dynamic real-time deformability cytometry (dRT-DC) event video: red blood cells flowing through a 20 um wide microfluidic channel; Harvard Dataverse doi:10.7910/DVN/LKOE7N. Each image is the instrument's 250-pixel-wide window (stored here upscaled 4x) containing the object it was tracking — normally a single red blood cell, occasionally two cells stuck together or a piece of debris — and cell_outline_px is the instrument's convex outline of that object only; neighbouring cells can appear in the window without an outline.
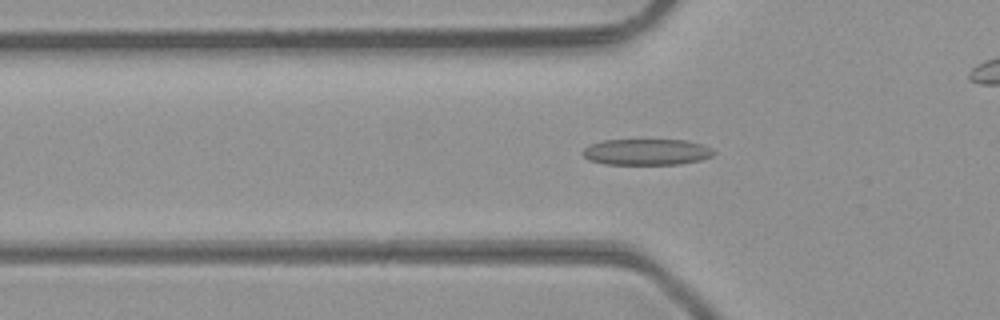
{"species": "common noctule bat (a hibernating species)", "species_latin": "Nyctalus noctula", "temperature_condition": "room temperature", "stored_images_in_passage": 47, "camera_frame_rate_fps": 3000, "um_per_image_px": 0.085, "animal": {"sex": "male", "body_mass_g": 23.1, "forearm_length_mm": 52.7}, "frame": {"image": 1, "passage_image": 14, "time_ms": 4.333, "image_size_px": [1000, 320], "cell_outline_px": [[716, 152], [712, 156], [700, 160], [680, 164], [604, 164], [588, 160], [580, 152], [584, 148], [592, 144], [604, 140], [688, 140], [712, 148]], "centroid_in_image_um": [54.96, 12.92], "position_along_channel_um": 70.8, "area_um2": 20.0}}
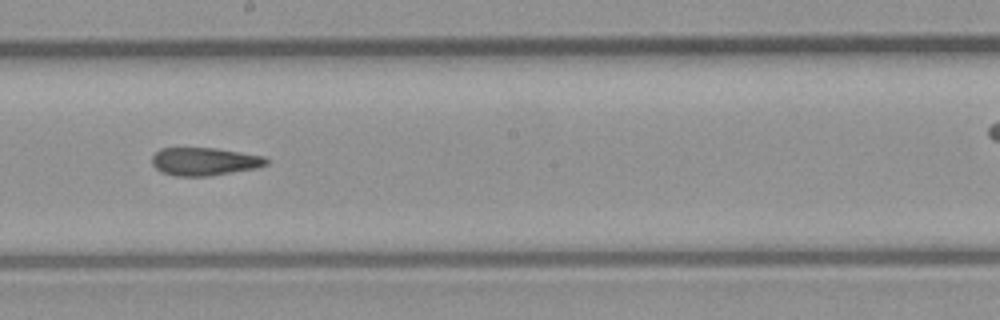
{"frame": {"image": 2, "passage_image": 25, "time_ms": 8.0, "image_size_px": [1000, 320], "cell_outline_px": [[268, 164], [256, 168], [208, 176], [176, 176], [164, 172], [156, 168], [152, 164], [152, 156], [160, 148], [216, 148], [264, 156], [268, 160]], "centroid_in_image_um": [17.38, 13.72], "position_along_channel_um": 230.8, "area_um2": 18.5}}
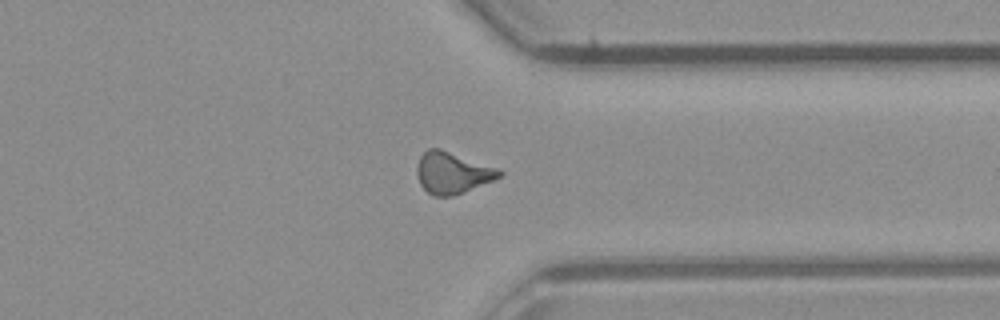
{"frame": {"image": 3, "passage_image": 35, "time_ms": 11.333, "image_size_px": [1000, 320], "cell_outline_px": [[504, 172], [500, 176], [492, 180], [452, 196], [432, 196], [420, 184], [416, 172], [416, 168], [420, 156], [428, 148], [440, 148], [500, 168]], "centroid_in_image_um": [38.44, 14.66], "position_along_channel_um": 373.0, "area_um2": 19.88}, "authors_computed_cell_mechanics": {"area_um2": 19.1896, "velocity_mm_per_s": 4.3264, "shape_relaxation_time_tau1_ms": null, "shape_relaxation_time_tau2_ms": 6.3925, "deformation_change_tau1": null, "deformation_change_tau2": 0.1786}}